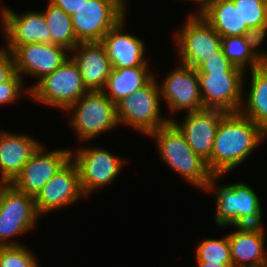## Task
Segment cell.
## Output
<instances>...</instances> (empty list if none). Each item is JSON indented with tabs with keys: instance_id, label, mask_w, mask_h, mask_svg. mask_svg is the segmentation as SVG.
<instances>
[{
	"instance_id": "cell-1",
	"label": "cell",
	"mask_w": 267,
	"mask_h": 267,
	"mask_svg": "<svg viewBox=\"0 0 267 267\" xmlns=\"http://www.w3.org/2000/svg\"><path fill=\"white\" fill-rule=\"evenodd\" d=\"M267 134L251 119L238 113H227L220 121L211 157L206 161L213 175L224 176L254 152Z\"/></svg>"
},
{
	"instance_id": "cell-2",
	"label": "cell",
	"mask_w": 267,
	"mask_h": 267,
	"mask_svg": "<svg viewBox=\"0 0 267 267\" xmlns=\"http://www.w3.org/2000/svg\"><path fill=\"white\" fill-rule=\"evenodd\" d=\"M218 179L220 176L214 175L204 190L215 192L216 224L223 228L225 225L226 227L264 225L262 203L254 189L248 183L241 181L220 186L216 181Z\"/></svg>"
},
{
	"instance_id": "cell-3",
	"label": "cell",
	"mask_w": 267,
	"mask_h": 267,
	"mask_svg": "<svg viewBox=\"0 0 267 267\" xmlns=\"http://www.w3.org/2000/svg\"><path fill=\"white\" fill-rule=\"evenodd\" d=\"M148 136L156 140L163 163L191 185L203 191L206 189L214 176L213 173L209 170L207 162L190 148L185 136L172 122Z\"/></svg>"
},
{
	"instance_id": "cell-4",
	"label": "cell",
	"mask_w": 267,
	"mask_h": 267,
	"mask_svg": "<svg viewBox=\"0 0 267 267\" xmlns=\"http://www.w3.org/2000/svg\"><path fill=\"white\" fill-rule=\"evenodd\" d=\"M25 90L28 98L37 101L36 103L63 110H67L89 91L83 83L78 66L70 57L51 74Z\"/></svg>"
},
{
	"instance_id": "cell-5",
	"label": "cell",
	"mask_w": 267,
	"mask_h": 267,
	"mask_svg": "<svg viewBox=\"0 0 267 267\" xmlns=\"http://www.w3.org/2000/svg\"><path fill=\"white\" fill-rule=\"evenodd\" d=\"M67 111L72 113L69 124L80 141H90L119 126L116 104L102 90L88 91Z\"/></svg>"
},
{
	"instance_id": "cell-6",
	"label": "cell",
	"mask_w": 267,
	"mask_h": 267,
	"mask_svg": "<svg viewBox=\"0 0 267 267\" xmlns=\"http://www.w3.org/2000/svg\"><path fill=\"white\" fill-rule=\"evenodd\" d=\"M156 78L154 76L145 86L116 104L119 125L124 124L148 136L172 121V118L161 117V95Z\"/></svg>"
},
{
	"instance_id": "cell-7",
	"label": "cell",
	"mask_w": 267,
	"mask_h": 267,
	"mask_svg": "<svg viewBox=\"0 0 267 267\" xmlns=\"http://www.w3.org/2000/svg\"><path fill=\"white\" fill-rule=\"evenodd\" d=\"M125 0H87L71 16L78 43L100 42L104 35L126 17Z\"/></svg>"
},
{
	"instance_id": "cell-8",
	"label": "cell",
	"mask_w": 267,
	"mask_h": 267,
	"mask_svg": "<svg viewBox=\"0 0 267 267\" xmlns=\"http://www.w3.org/2000/svg\"><path fill=\"white\" fill-rule=\"evenodd\" d=\"M174 34L178 61L197 68L221 46V36L198 13H190L181 29Z\"/></svg>"
},
{
	"instance_id": "cell-9",
	"label": "cell",
	"mask_w": 267,
	"mask_h": 267,
	"mask_svg": "<svg viewBox=\"0 0 267 267\" xmlns=\"http://www.w3.org/2000/svg\"><path fill=\"white\" fill-rule=\"evenodd\" d=\"M74 150H71V159L78 168L80 185L85 197L96 191L95 189L112 183L126 163L123 157H116L99 146L89 145Z\"/></svg>"
},
{
	"instance_id": "cell-10",
	"label": "cell",
	"mask_w": 267,
	"mask_h": 267,
	"mask_svg": "<svg viewBox=\"0 0 267 267\" xmlns=\"http://www.w3.org/2000/svg\"><path fill=\"white\" fill-rule=\"evenodd\" d=\"M204 108L240 112L246 72H197ZM244 81V82H243ZM244 92V93H243Z\"/></svg>"
},
{
	"instance_id": "cell-11",
	"label": "cell",
	"mask_w": 267,
	"mask_h": 267,
	"mask_svg": "<svg viewBox=\"0 0 267 267\" xmlns=\"http://www.w3.org/2000/svg\"><path fill=\"white\" fill-rule=\"evenodd\" d=\"M44 149L41 144L10 183L20 192L34 198L44 185L71 160L72 149L56 148L50 152L44 151Z\"/></svg>"
},
{
	"instance_id": "cell-12",
	"label": "cell",
	"mask_w": 267,
	"mask_h": 267,
	"mask_svg": "<svg viewBox=\"0 0 267 267\" xmlns=\"http://www.w3.org/2000/svg\"><path fill=\"white\" fill-rule=\"evenodd\" d=\"M159 85L161 98L172 113L204 109L197 69L181 63Z\"/></svg>"
},
{
	"instance_id": "cell-13",
	"label": "cell",
	"mask_w": 267,
	"mask_h": 267,
	"mask_svg": "<svg viewBox=\"0 0 267 267\" xmlns=\"http://www.w3.org/2000/svg\"><path fill=\"white\" fill-rule=\"evenodd\" d=\"M3 48L13 54L16 72L22 78L23 74L37 78V82L70 57L66 48L52 43H31Z\"/></svg>"
},
{
	"instance_id": "cell-14",
	"label": "cell",
	"mask_w": 267,
	"mask_h": 267,
	"mask_svg": "<svg viewBox=\"0 0 267 267\" xmlns=\"http://www.w3.org/2000/svg\"><path fill=\"white\" fill-rule=\"evenodd\" d=\"M85 197L80 185L79 171L72 159L55 174L34 198L40 217L67 207Z\"/></svg>"
},
{
	"instance_id": "cell-15",
	"label": "cell",
	"mask_w": 267,
	"mask_h": 267,
	"mask_svg": "<svg viewBox=\"0 0 267 267\" xmlns=\"http://www.w3.org/2000/svg\"><path fill=\"white\" fill-rule=\"evenodd\" d=\"M227 112L221 109L204 108L186 113L182 123L172 119V123L185 136L190 148L205 161L211 157L217 127Z\"/></svg>"
},
{
	"instance_id": "cell-16",
	"label": "cell",
	"mask_w": 267,
	"mask_h": 267,
	"mask_svg": "<svg viewBox=\"0 0 267 267\" xmlns=\"http://www.w3.org/2000/svg\"><path fill=\"white\" fill-rule=\"evenodd\" d=\"M4 46H22L31 43H51V33L42 11L16 14L10 7L3 10Z\"/></svg>"
},
{
	"instance_id": "cell-17",
	"label": "cell",
	"mask_w": 267,
	"mask_h": 267,
	"mask_svg": "<svg viewBox=\"0 0 267 267\" xmlns=\"http://www.w3.org/2000/svg\"><path fill=\"white\" fill-rule=\"evenodd\" d=\"M228 235L233 267H264L266 234L262 226H235Z\"/></svg>"
},
{
	"instance_id": "cell-18",
	"label": "cell",
	"mask_w": 267,
	"mask_h": 267,
	"mask_svg": "<svg viewBox=\"0 0 267 267\" xmlns=\"http://www.w3.org/2000/svg\"><path fill=\"white\" fill-rule=\"evenodd\" d=\"M125 19L124 17L110 29L101 41L106 49L111 67L148 66L147 59L144 57L146 48L143 40L123 31Z\"/></svg>"
},
{
	"instance_id": "cell-19",
	"label": "cell",
	"mask_w": 267,
	"mask_h": 267,
	"mask_svg": "<svg viewBox=\"0 0 267 267\" xmlns=\"http://www.w3.org/2000/svg\"><path fill=\"white\" fill-rule=\"evenodd\" d=\"M70 52L87 89L103 90L112 69L104 44L101 41L83 42Z\"/></svg>"
},
{
	"instance_id": "cell-20",
	"label": "cell",
	"mask_w": 267,
	"mask_h": 267,
	"mask_svg": "<svg viewBox=\"0 0 267 267\" xmlns=\"http://www.w3.org/2000/svg\"><path fill=\"white\" fill-rule=\"evenodd\" d=\"M31 136L0 131V182L10 184L41 146Z\"/></svg>"
},
{
	"instance_id": "cell-21",
	"label": "cell",
	"mask_w": 267,
	"mask_h": 267,
	"mask_svg": "<svg viewBox=\"0 0 267 267\" xmlns=\"http://www.w3.org/2000/svg\"><path fill=\"white\" fill-rule=\"evenodd\" d=\"M198 14L204 18L221 37L244 36L248 27L242 24L239 8L233 0L209 2Z\"/></svg>"
},
{
	"instance_id": "cell-22",
	"label": "cell",
	"mask_w": 267,
	"mask_h": 267,
	"mask_svg": "<svg viewBox=\"0 0 267 267\" xmlns=\"http://www.w3.org/2000/svg\"><path fill=\"white\" fill-rule=\"evenodd\" d=\"M149 69L148 66L112 68L102 91L117 104L145 86L155 76Z\"/></svg>"
},
{
	"instance_id": "cell-23",
	"label": "cell",
	"mask_w": 267,
	"mask_h": 267,
	"mask_svg": "<svg viewBox=\"0 0 267 267\" xmlns=\"http://www.w3.org/2000/svg\"><path fill=\"white\" fill-rule=\"evenodd\" d=\"M250 72V90L243 99L240 113L267 134V64H262Z\"/></svg>"
},
{
	"instance_id": "cell-24",
	"label": "cell",
	"mask_w": 267,
	"mask_h": 267,
	"mask_svg": "<svg viewBox=\"0 0 267 267\" xmlns=\"http://www.w3.org/2000/svg\"><path fill=\"white\" fill-rule=\"evenodd\" d=\"M40 217L35 208L34 197L20 192L11 184L2 182L0 219L37 221Z\"/></svg>"
},
{
	"instance_id": "cell-25",
	"label": "cell",
	"mask_w": 267,
	"mask_h": 267,
	"mask_svg": "<svg viewBox=\"0 0 267 267\" xmlns=\"http://www.w3.org/2000/svg\"><path fill=\"white\" fill-rule=\"evenodd\" d=\"M42 12L50 29L51 43L72 51L79 43L75 37L71 16L50 2Z\"/></svg>"
},
{
	"instance_id": "cell-26",
	"label": "cell",
	"mask_w": 267,
	"mask_h": 267,
	"mask_svg": "<svg viewBox=\"0 0 267 267\" xmlns=\"http://www.w3.org/2000/svg\"><path fill=\"white\" fill-rule=\"evenodd\" d=\"M221 45L227 59L244 72L247 71V69L252 70L262 65L250 51L244 36L222 37Z\"/></svg>"
},
{
	"instance_id": "cell-27",
	"label": "cell",
	"mask_w": 267,
	"mask_h": 267,
	"mask_svg": "<svg viewBox=\"0 0 267 267\" xmlns=\"http://www.w3.org/2000/svg\"><path fill=\"white\" fill-rule=\"evenodd\" d=\"M195 251L196 262L232 264L228 235L220 239H204Z\"/></svg>"
},
{
	"instance_id": "cell-28",
	"label": "cell",
	"mask_w": 267,
	"mask_h": 267,
	"mask_svg": "<svg viewBox=\"0 0 267 267\" xmlns=\"http://www.w3.org/2000/svg\"><path fill=\"white\" fill-rule=\"evenodd\" d=\"M34 256L24 244L0 246V267H40Z\"/></svg>"
},
{
	"instance_id": "cell-29",
	"label": "cell",
	"mask_w": 267,
	"mask_h": 267,
	"mask_svg": "<svg viewBox=\"0 0 267 267\" xmlns=\"http://www.w3.org/2000/svg\"><path fill=\"white\" fill-rule=\"evenodd\" d=\"M239 8L242 24L248 28L267 24V0H233Z\"/></svg>"
},
{
	"instance_id": "cell-30",
	"label": "cell",
	"mask_w": 267,
	"mask_h": 267,
	"mask_svg": "<svg viewBox=\"0 0 267 267\" xmlns=\"http://www.w3.org/2000/svg\"><path fill=\"white\" fill-rule=\"evenodd\" d=\"M36 222L38 221L0 219V246L22 245L19 241L11 238L33 230L37 225Z\"/></svg>"
},
{
	"instance_id": "cell-31",
	"label": "cell",
	"mask_w": 267,
	"mask_h": 267,
	"mask_svg": "<svg viewBox=\"0 0 267 267\" xmlns=\"http://www.w3.org/2000/svg\"><path fill=\"white\" fill-rule=\"evenodd\" d=\"M197 72H244L231 63L223 53L222 45L207 57L197 68Z\"/></svg>"
},
{
	"instance_id": "cell-32",
	"label": "cell",
	"mask_w": 267,
	"mask_h": 267,
	"mask_svg": "<svg viewBox=\"0 0 267 267\" xmlns=\"http://www.w3.org/2000/svg\"><path fill=\"white\" fill-rule=\"evenodd\" d=\"M244 38L249 45L250 51L262 63L267 64V51H260L258 47L262 45L267 38V24L248 28L244 33ZM257 48V49H256Z\"/></svg>"
},
{
	"instance_id": "cell-33",
	"label": "cell",
	"mask_w": 267,
	"mask_h": 267,
	"mask_svg": "<svg viewBox=\"0 0 267 267\" xmlns=\"http://www.w3.org/2000/svg\"><path fill=\"white\" fill-rule=\"evenodd\" d=\"M23 80L16 72L9 80L0 83V106L9 105L10 103L13 104L19 100L22 96V90L26 88V86L23 87Z\"/></svg>"
},
{
	"instance_id": "cell-34",
	"label": "cell",
	"mask_w": 267,
	"mask_h": 267,
	"mask_svg": "<svg viewBox=\"0 0 267 267\" xmlns=\"http://www.w3.org/2000/svg\"><path fill=\"white\" fill-rule=\"evenodd\" d=\"M15 73L13 54L0 47V83L9 80Z\"/></svg>"
},
{
	"instance_id": "cell-35",
	"label": "cell",
	"mask_w": 267,
	"mask_h": 267,
	"mask_svg": "<svg viewBox=\"0 0 267 267\" xmlns=\"http://www.w3.org/2000/svg\"><path fill=\"white\" fill-rule=\"evenodd\" d=\"M86 1L87 0H49L50 3L70 16L74 15Z\"/></svg>"
},
{
	"instance_id": "cell-36",
	"label": "cell",
	"mask_w": 267,
	"mask_h": 267,
	"mask_svg": "<svg viewBox=\"0 0 267 267\" xmlns=\"http://www.w3.org/2000/svg\"><path fill=\"white\" fill-rule=\"evenodd\" d=\"M197 267H233L232 264H220V263H209V262H196Z\"/></svg>"
},
{
	"instance_id": "cell-37",
	"label": "cell",
	"mask_w": 267,
	"mask_h": 267,
	"mask_svg": "<svg viewBox=\"0 0 267 267\" xmlns=\"http://www.w3.org/2000/svg\"><path fill=\"white\" fill-rule=\"evenodd\" d=\"M191 1H195V3H197V7L198 10L195 11V13H198L200 10H202L209 2L214 1V0H191Z\"/></svg>"
},
{
	"instance_id": "cell-38",
	"label": "cell",
	"mask_w": 267,
	"mask_h": 267,
	"mask_svg": "<svg viewBox=\"0 0 267 267\" xmlns=\"http://www.w3.org/2000/svg\"><path fill=\"white\" fill-rule=\"evenodd\" d=\"M4 8H5V6H1V12H0V24H2L3 23V21H4V12H3V10H4Z\"/></svg>"
},
{
	"instance_id": "cell-39",
	"label": "cell",
	"mask_w": 267,
	"mask_h": 267,
	"mask_svg": "<svg viewBox=\"0 0 267 267\" xmlns=\"http://www.w3.org/2000/svg\"><path fill=\"white\" fill-rule=\"evenodd\" d=\"M1 199H2V182H0V205H1Z\"/></svg>"
}]
</instances>
